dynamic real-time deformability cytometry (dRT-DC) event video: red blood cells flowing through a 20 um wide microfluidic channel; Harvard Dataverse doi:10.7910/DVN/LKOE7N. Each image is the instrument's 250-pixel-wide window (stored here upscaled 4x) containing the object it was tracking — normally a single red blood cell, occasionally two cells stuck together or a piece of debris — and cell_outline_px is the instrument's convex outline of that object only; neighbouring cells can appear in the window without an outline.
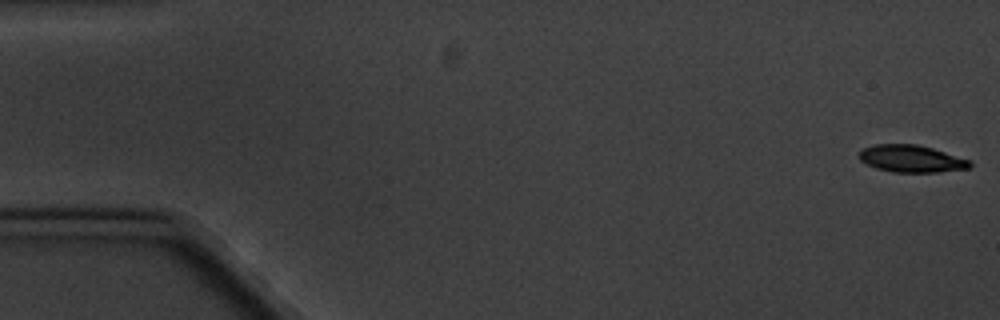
{"species": "common noctule bat (a hibernating species)", "species_latin": "Nyctalus noctula", "temperature_condition": "cold", "stored_images_in_passage": 5, "camera_frame_rate_fps": 3000, "um_per_image_px": 0.085, "animal": {"sex": "male", "body_mass_g": 20.1, "forearm_length_mm": 53.5}, "frame": {"image": 1, "passage_image": 1, "time_ms": 0.0, "image_size_px": [1000, 320], "cell_outline_px": [[972, 168], [936, 172], [892, 172], [876, 168], [860, 160], [860, 152], [864, 148], [876, 144], [916, 144], [932, 148], [972, 160]], "centroid_in_image_um": [77.52, 13.49], "position_along_channel_um": 7.5, "area_um2": 17.51}}
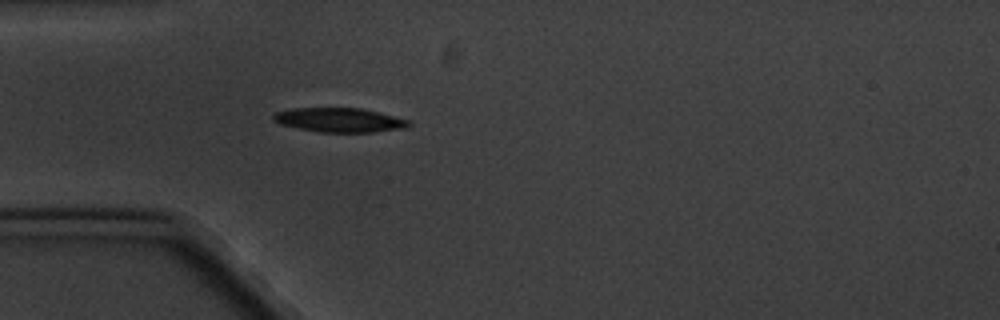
{"frame": {"image": 2, "passage_image": 5, "time_ms": 5.333, "image_size_px": [1000, 320], "cell_outline_px": [[412, 124], [408, 128], [372, 132], [320, 132], [280, 124], [272, 120], [272, 116], [276, 112], [292, 108], [360, 108], [408, 120]], "centroid_in_image_um": [28.84, 10.2], "position_along_channel_um": 56.2, "area_um2": 18.96}}